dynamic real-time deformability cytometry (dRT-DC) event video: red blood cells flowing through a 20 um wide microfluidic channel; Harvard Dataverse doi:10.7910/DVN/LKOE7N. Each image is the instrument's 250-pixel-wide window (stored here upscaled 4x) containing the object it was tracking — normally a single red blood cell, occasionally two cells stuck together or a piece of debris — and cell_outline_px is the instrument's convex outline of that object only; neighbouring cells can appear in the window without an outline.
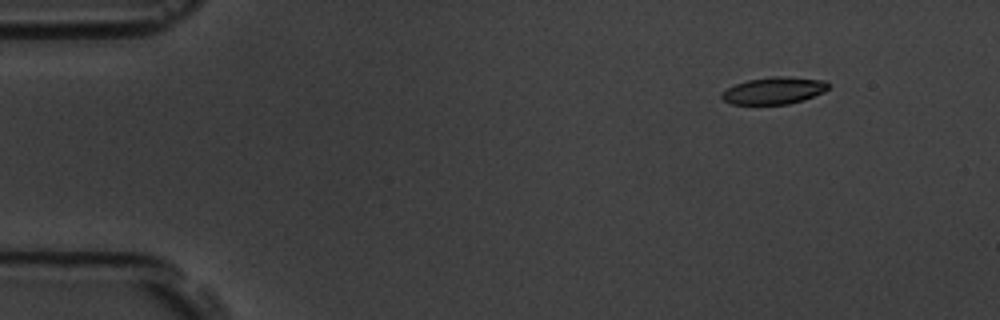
{"species": "common noctule bat (a hibernating species)", "species_latin": "Nyctalus noctula", "temperature_condition": "room temperature", "stored_images_in_passage": 3, "camera_frame_rate_fps": 3000, "um_per_image_px": 0.085, "animal": {"sex": "male", "body_mass_g": 19.5, "forearm_length_mm": 54.6}, "frame": {"image": 1, "passage_image": 1, "time_ms": 0.0, "image_size_px": [1000, 320], "cell_outline_px": [[832, 84], [824, 92], [804, 100], [788, 104], [732, 104], [724, 100], [720, 96], [728, 88], [736, 84], [748, 80], [776, 76], [788, 76], [824, 80]], "centroid_in_image_um": [65.85, 7.69], "position_along_channel_um": 19.2, "area_um2": 16.76}}